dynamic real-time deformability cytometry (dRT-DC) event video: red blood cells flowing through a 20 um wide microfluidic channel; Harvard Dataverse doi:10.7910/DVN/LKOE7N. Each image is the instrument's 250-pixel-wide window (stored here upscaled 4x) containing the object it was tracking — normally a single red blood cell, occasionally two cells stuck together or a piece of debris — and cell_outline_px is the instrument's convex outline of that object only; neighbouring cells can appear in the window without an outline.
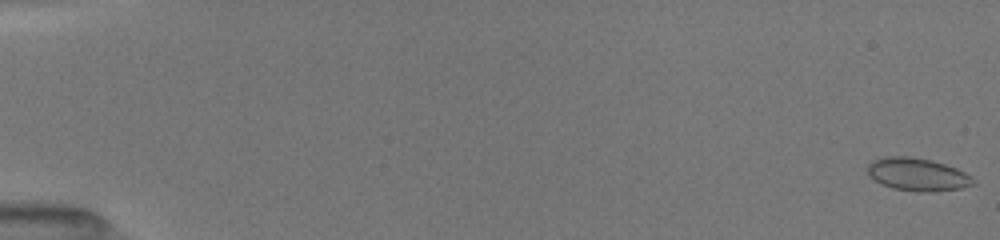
{"species": "common noctule bat (a hibernating species)", "species_latin": "Nyctalus noctula", "temperature_condition": "room temperature", "stored_images_in_passage": 16, "camera_frame_rate_fps": 3000, "um_per_image_px": 0.085, "animal": {"sex": "female", "body_mass_g": 19.5, "forearm_length_mm": 54.1}, "frame": {"image": 1, "passage_image": 1, "time_ms": 0.0, "image_size_px": [1000, 240], "cell_outline_px": [[976, 184], [960, 188], [936, 192], [920, 192], [892, 188], [880, 184], [868, 176], [868, 164], [872, 160], [884, 156], [912, 156], [932, 160], [956, 168], [972, 176]], "centroid_in_image_um": [77.97, 14.83], "position_along_channel_um": 7.0, "area_um2": 20.52}}
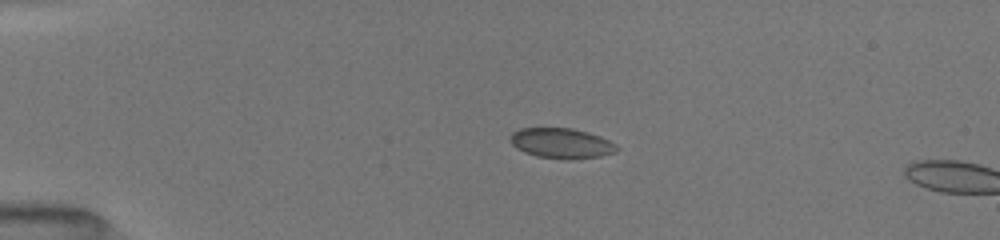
{"frame": {"image": 2, "passage_image": 13, "time_ms": 4.0, "image_size_px": [1000, 240], "cell_outline_px": [[620, 148], [616, 152], [600, 156], [576, 160], [568, 160], [536, 156], [524, 152], [516, 148], [512, 144], [508, 136], [512, 132], [520, 128], [572, 128], [588, 132], [600, 136], [616, 144]], "centroid_in_image_um": [47.72, 12.18], "position_along_channel_um": 37.3, "area_um2": 19.07}}